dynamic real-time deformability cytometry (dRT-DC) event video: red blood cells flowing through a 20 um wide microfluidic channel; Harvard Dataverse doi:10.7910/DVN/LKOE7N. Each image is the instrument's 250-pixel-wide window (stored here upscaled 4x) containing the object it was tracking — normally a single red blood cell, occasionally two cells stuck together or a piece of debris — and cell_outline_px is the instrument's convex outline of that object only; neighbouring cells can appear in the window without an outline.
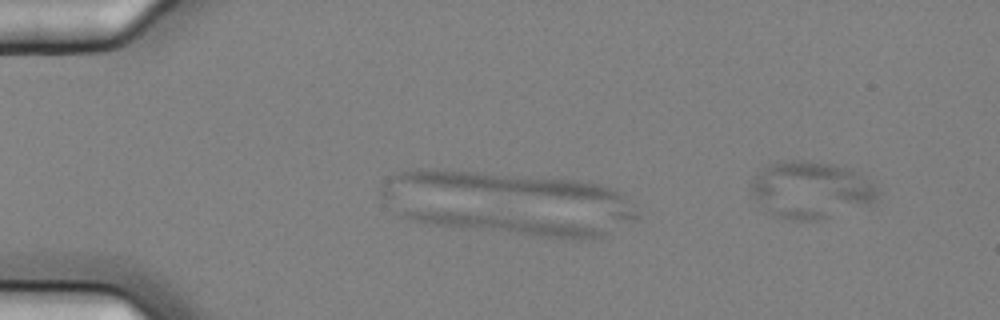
{"species": "common noctule bat (a hibernating species)", "species_latin": "Nyctalus noctula", "temperature_condition": "cold", "stored_images_in_passage": 2, "camera_frame_rate_fps": 3000, "um_per_image_px": 0.085, "animal": {"sex": "female", "body_mass_g": 25.1}, "frame": {"image": 1, "passage_image": 1, "time_ms": 0.0, "image_size_px": [1000, 320], "cell_outline_px": [[604, 232], [600, 236], [588, 240], [576, 240], [436, 224], [416, 220], [400, 216], [400, 212], [460, 212], [572, 224], [592, 228]], "centroid_in_image_um": [43.07, 19.1], "position_along_channel_um": 41.9, "area_um2": 19.25}}